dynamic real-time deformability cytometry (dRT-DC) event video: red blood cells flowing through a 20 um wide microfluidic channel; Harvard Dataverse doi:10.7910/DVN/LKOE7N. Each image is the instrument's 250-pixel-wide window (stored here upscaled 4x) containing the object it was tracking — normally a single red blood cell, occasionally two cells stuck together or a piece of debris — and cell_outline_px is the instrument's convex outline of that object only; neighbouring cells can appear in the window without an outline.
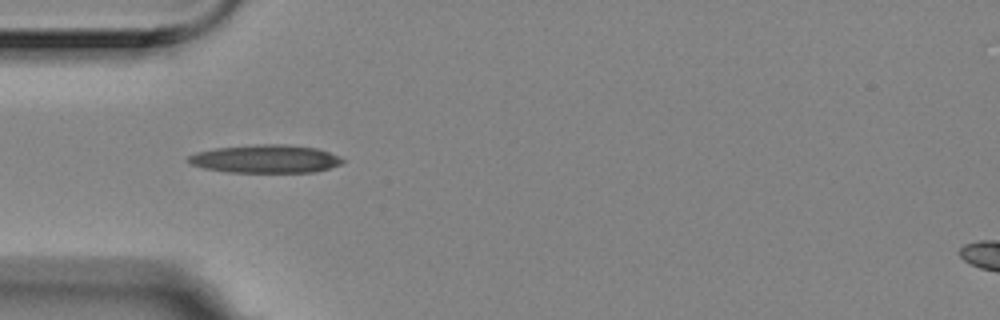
{"species": "Egyptian fruit bat (a non-hibernating species)", "species_latin": "Rousettus aegyptiacus", "temperature_condition": "room temperature", "stored_images_in_passage": 3, "camera_frame_rate_fps": 3000, "um_per_image_px": 0.085, "animal": {"sex": "female"}, "frame": {"image": 1, "passage_image": 2, "time_ms": 0.333, "image_size_px": [1000, 320], "cell_outline_px": [[344, 160], [340, 164], [316, 172], [228, 172], [204, 168], [192, 164], [188, 160], [188, 156], [196, 152], [216, 148], [256, 144], [280, 144], [316, 148], [340, 156]], "centroid_in_image_um": [22.56, 13.5], "position_along_channel_um": 62.4, "area_um2": 25.09}}
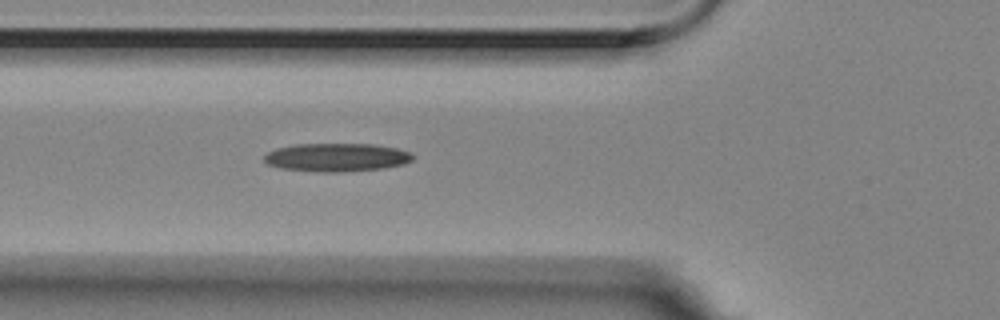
{"frame": {"image": 2, "passage_image": 3, "time_ms": 0.667, "image_size_px": [1000, 320], "cell_outline_px": [[416, 156], [412, 160], [404, 164], [384, 168], [340, 172], [320, 172], [280, 168], [268, 164], [264, 160], [264, 156], [268, 152], [276, 148], [296, 144], [376, 144], [396, 148], [408, 152]], "centroid_in_image_um": [28.62, 13.37], "position_along_channel_um": 97.2, "area_um2": 24.57}}